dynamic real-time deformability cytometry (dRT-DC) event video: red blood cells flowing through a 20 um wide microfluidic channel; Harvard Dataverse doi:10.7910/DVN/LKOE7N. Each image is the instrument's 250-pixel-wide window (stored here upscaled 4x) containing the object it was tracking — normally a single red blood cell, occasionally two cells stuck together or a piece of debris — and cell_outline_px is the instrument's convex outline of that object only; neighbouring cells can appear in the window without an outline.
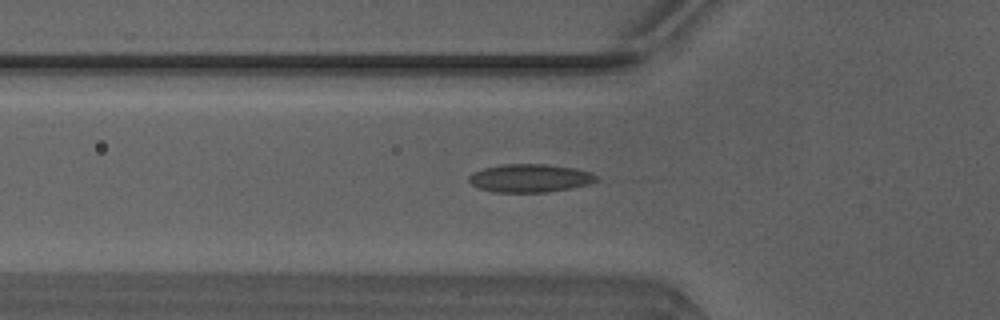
{"species": "Egyptian fruit bat (a non-hibernating species)", "species_latin": "Rousettus aegyptiacus", "temperature_condition": "warm", "stored_images_in_passage": 48, "camera_frame_rate_fps": 3000, "um_per_image_px": 0.085, "animal": {"sex": "male"}, "frame": {"image": 1, "passage_image": 17, "time_ms": 5.333, "image_size_px": [1000, 320], "cell_outline_px": [[596, 180], [588, 184], [548, 192], [492, 192], [480, 188], [472, 184], [468, 180], [468, 176], [472, 172], [484, 168], [500, 164], [544, 164], [572, 168], [588, 172], [596, 176]], "centroid_in_image_um": [44.96, 15.14], "position_along_channel_um": 80.8, "area_um2": 20.63}}
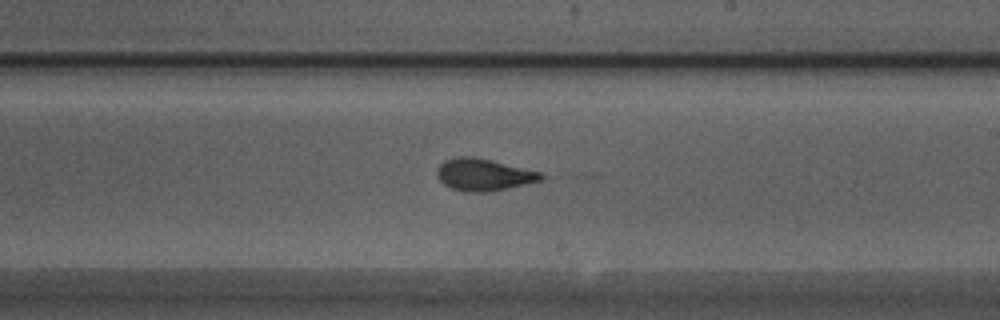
{"frame": {"image": 2, "passage_image": 29, "time_ms": 9.333, "image_size_px": [1000, 320], "cell_outline_px": [[544, 180], [488, 192], [464, 192], [452, 188], [444, 184], [436, 176], [436, 168], [444, 160], [456, 156], [472, 156], [492, 160], [540, 172], [544, 176]], "centroid_in_image_um": [41.08, 14.84], "position_along_channel_um": 247.9, "area_um2": 19.54}}
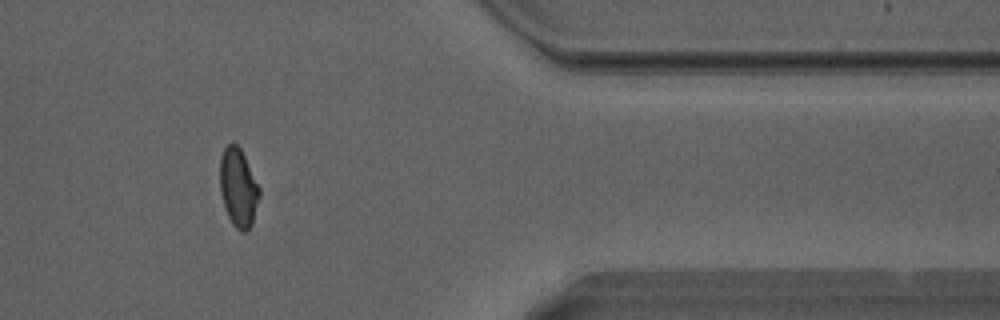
{"frame": {"image": 3, "passage_image": 41, "time_ms": 13.333, "image_size_px": [1000, 320], "cell_outline_px": [[260, 196], [252, 224], [248, 232], [240, 232], [232, 224], [224, 208], [220, 192], [220, 156], [224, 148], [232, 140], [240, 148], [260, 188]], "centroid_in_image_um": [20.25, 15.97], "position_along_channel_um": 391.2, "area_um2": 18.26}}